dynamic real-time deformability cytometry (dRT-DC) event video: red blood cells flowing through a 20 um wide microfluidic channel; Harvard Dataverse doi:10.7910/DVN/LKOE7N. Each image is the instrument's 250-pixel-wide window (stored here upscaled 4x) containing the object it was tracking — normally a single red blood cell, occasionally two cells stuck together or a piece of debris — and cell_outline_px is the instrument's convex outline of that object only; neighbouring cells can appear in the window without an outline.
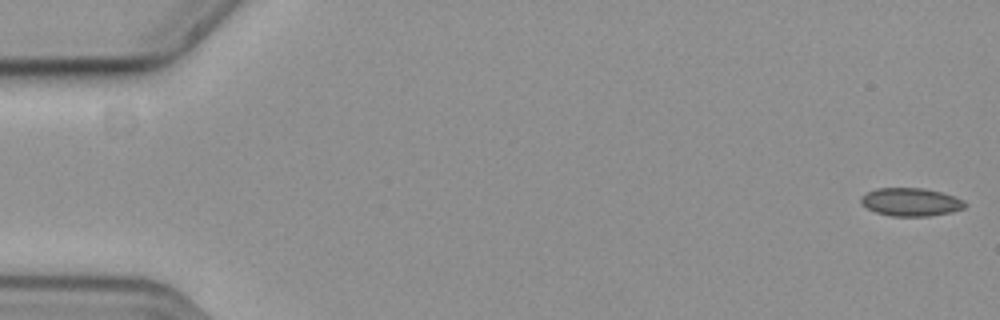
{"species": "common noctule bat (a hibernating species)", "species_latin": "Nyctalus noctula", "temperature_condition": "cold", "stored_images_in_passage": 57, "camera_frame_rate_fps": 3000, "um_per_image_px": 0.085, "animal": {"sex": "female", "body_mass_g": 19.3, "forearm_length_mm": 54.1}, "frame": {"image": 1, "passage_image": 1, "time_ms": 0.0, "image_size_px": [1000, 320], "cell_outline_px": [[968, 204], [964, 208], [952, 212], [928, 216], [892, 216], [876, 212], [860, 204], [860, 196], [876, 188], [924, 188], [956, 196], [964, 200]], "centroid_in_image_um": [77.43, 17.17], "position_along_channel_um": 7.6, "area_um2": 17.17}}
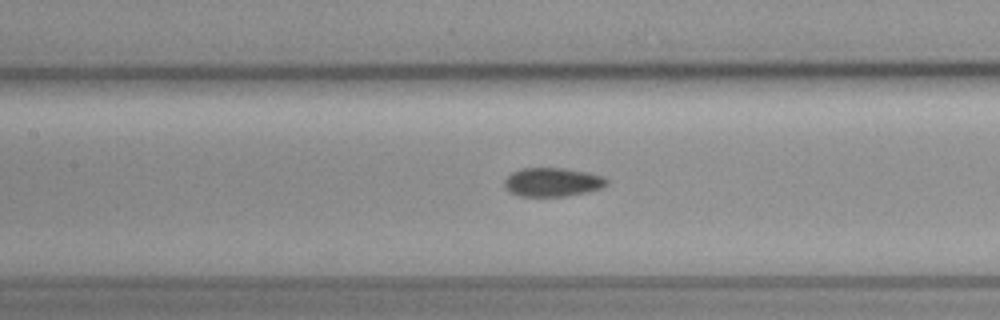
{"frame": {"image": 2, "passage_image": 26, "time_ms": 8.333, "image_size_px": [1000, 320], "cell_outline_px": [[608, 184], [600, 188], [588, 192], [568, 196], [520, 196], [504, 188], [504, 180], [512, 172], [520, 168], [564, 168], [588, 172], [604, 176], [608, 180]], "centroid_in_image_um": [46.98, 15.47], "position_along_channel_um": 160.4, "area_um2": 17.28}}
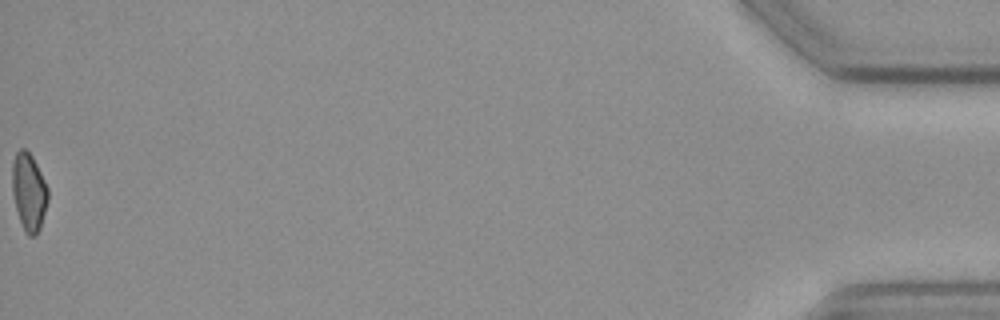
{"frame": {"image": 3, "passage_image": 57, "time_ms": 18.667, "image_size_px": [1000, 320], "cell_outline_px": [[48, 200], [40, 228], [36, 236], [28, 236], [24, 232], [16, 208], [12, 192], [12, 164], [16, 152], [20, 148], [24, 148], [32, 156], [48, 188]], "centroid_in_image_um": [2.45, 16.33], "position_along_channel_um": 432.8, "area_um2": 16.13}, "authors_computed_cell_mechanics": {"area_um2": 16.9932, "velocity_mm_per_s": 3.6837, "shape_relaxation_time_tau1_ms": 7.191, "shape_relaxation_time_tau2_ms": 6.3368, "deformation_change_tau1": 0.1191, "deformation_change_tau2": 0.1194}}